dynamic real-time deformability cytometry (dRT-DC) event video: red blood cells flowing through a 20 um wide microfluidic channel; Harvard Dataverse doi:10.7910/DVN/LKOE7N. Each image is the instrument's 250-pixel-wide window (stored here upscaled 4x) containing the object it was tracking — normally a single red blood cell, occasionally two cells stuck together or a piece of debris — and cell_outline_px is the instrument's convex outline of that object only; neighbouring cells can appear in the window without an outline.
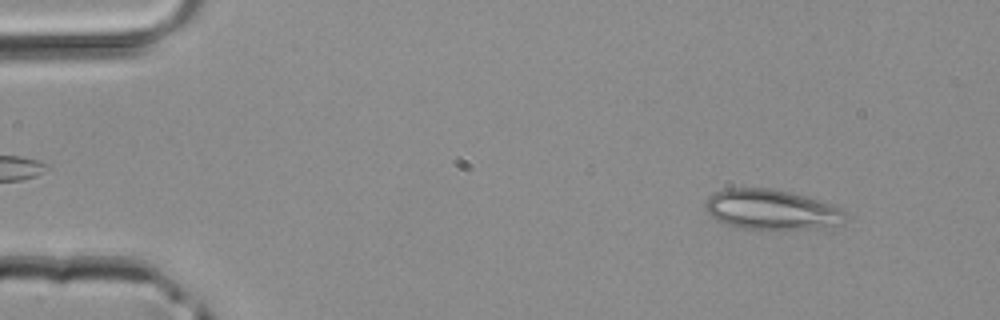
{"species": "common noctule bat (a hibernating species)", "species_latin": "Nyctalus noctula", "temperature_condition": "room temperature", "stored_images_in_passage": 12, "camera_frame_rate_fps": 3000, "um_per_image_px": 0.085, "animal": {"sex": "male", "body_mass_g": 20.4}, "frame": {"image": 1, "passage_image": 4, "time_ms": 1.0, "image_size_px": [1000, 320], "cell_outline_px": [[844, 224], [812, 228], [740, 228], [724, 224], [716, 220], [704, 212], [704, 204], [708, 196], [716, 192], [728, 188], [768, 188], [792, 192], [832, 204], [840, 208], [844, 212]], "centroid_in_image_um": [65.51, 17.8], "position_along_channel_um": 19.5, "area_um2": 32.6}}